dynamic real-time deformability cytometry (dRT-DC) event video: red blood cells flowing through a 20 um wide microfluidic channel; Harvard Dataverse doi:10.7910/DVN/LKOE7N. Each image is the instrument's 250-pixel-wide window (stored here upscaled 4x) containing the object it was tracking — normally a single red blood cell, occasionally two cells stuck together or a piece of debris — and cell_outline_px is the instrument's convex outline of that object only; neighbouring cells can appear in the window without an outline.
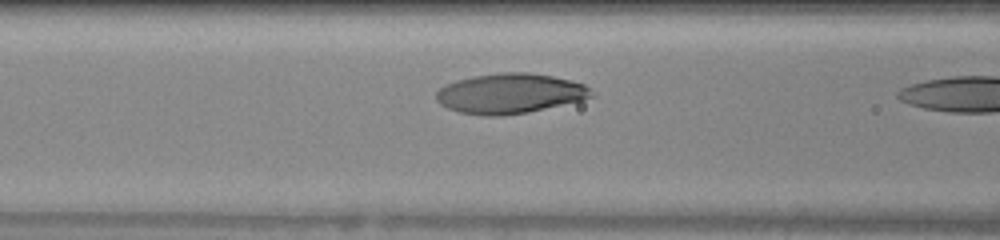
{"species": "human", "species_latin": "Homo sapiens", "temperature_condition": "warm", "stored_images_in_passage": 7, "camera_frame_rate_fps": 3000, "um_per_image_px": 0.085, "donor": {"sex": "female"}, "frame": {"image": 1, "passage_image": 6, "time_ms": 1.667, "image_size_px": [1000, 240], "cell_outline_px": [[596, 96], [580, 100], [528, 112], [500, 116], [484, 116], [460, 112], [448, 108], [440, 104], [436, 100], [436, 92], [444, 84], [456, 80], [472, 76], [500, 72], [528, 72], [552, 76], [572, 80], [584, 84]], "centroid_in_image_um": [43.31, 7.94], "position_along_channel_um": 123.3, "area_um2": 36.24}}